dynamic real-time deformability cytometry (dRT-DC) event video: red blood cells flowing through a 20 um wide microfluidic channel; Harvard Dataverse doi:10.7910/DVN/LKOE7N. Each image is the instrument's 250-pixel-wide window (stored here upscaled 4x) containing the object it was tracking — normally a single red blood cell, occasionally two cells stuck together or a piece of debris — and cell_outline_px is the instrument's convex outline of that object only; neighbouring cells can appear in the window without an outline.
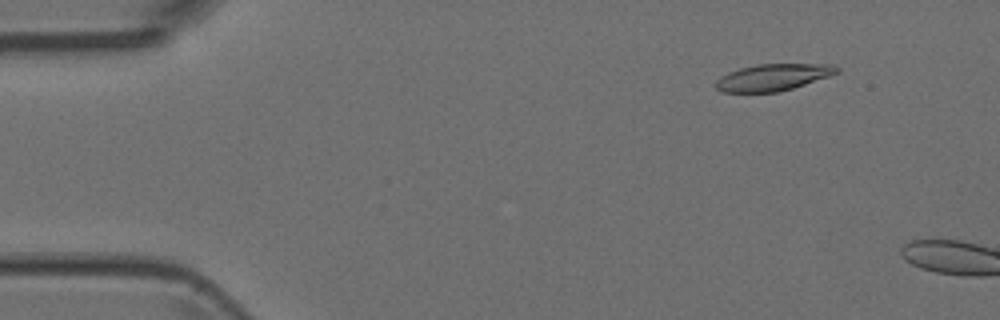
{"species": "Egyptian fruit bat (a non-hibernating species)", "species_latin": "Rousettus aegyptiacus", "temperature_condition": "room temperature", "stored_images_in_passage": 3, "camera_frame_rate_fps": 3000, "um_per_image_px": 0.085, "animal": {"sex": "female"}, "frame": {"image": 1, "passage_image": 2, "time_ms": 0.333, "image_size_px": [1000, 320], "cell_outline_px": [[840, 72], [792, 88], [776, 92], [720, 92], [716, 88], [716, 80], [720, 76], [728, 72], [740, 68], [756, 64], [832, 64], [840, 68]], "centroid_in_image_um": [65.68, 6.56], "position_along_channel_um": 19.3, "area_um2": 18.79}}